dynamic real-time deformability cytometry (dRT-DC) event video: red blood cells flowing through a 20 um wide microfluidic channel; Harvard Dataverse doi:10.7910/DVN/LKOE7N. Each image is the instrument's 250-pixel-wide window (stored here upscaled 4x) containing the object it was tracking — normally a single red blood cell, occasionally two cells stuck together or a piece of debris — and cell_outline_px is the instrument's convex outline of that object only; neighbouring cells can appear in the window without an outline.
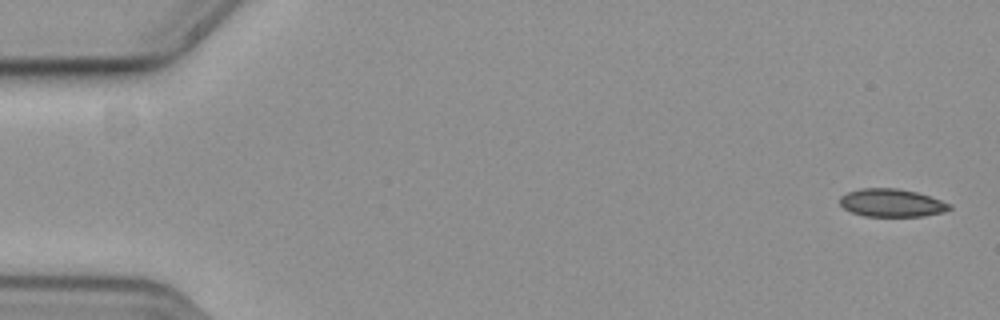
{"species": "common noctule bat (a hibernating species)", "species_latin": "Nyctalus noctula", "temperature_condition": "cold", "stored_images_in_passage": 56, "camera_frame_rate_fps": 3000, "um_per_image_px": 0.085, "animal": {"sex": "female", "body_mass_g": 19.3, "forearm_length_mm": 54.1}, "frame": {"image": 1, "passage_image": 1, "time_ms": 0.0, "image_size_px": [1000, 320], "cell_outline_px": [[952, 208], [940, 212], [924, 216], [864, 216], [852, 212], [844, 208], [840, 204], [840, 196], [848, 192], [864, 188], [896, 188], [916, 192], [952, 204]], "centroid_in_image_um": [75.77, 17.24], "position_along_channel_um": 9.2, "area_um2": 17.63}}
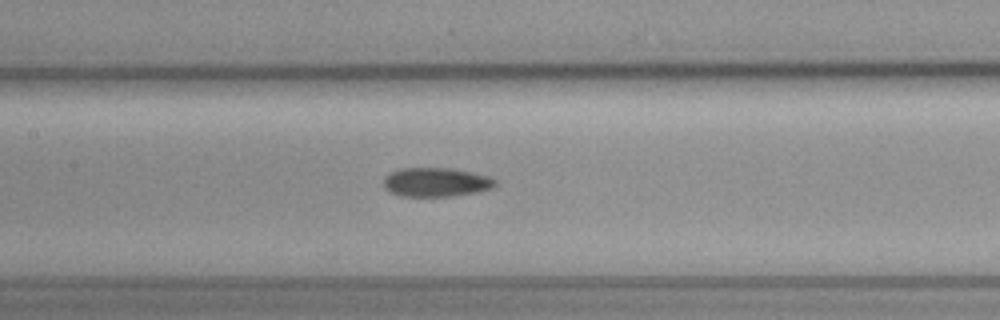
{"frame": {"image": 2, "passage_image": 26, "time_ms": 8.333, "image_size_px": [1000, 320], "cell_outline_px": [[496, 184], [492, 188], [480, 192], [452, 196], [400, 196], [388, 192], [384, 188], [384, 176], [400, 168], [452, 168], [488, 176], [496, 180]], "centroid_in_image_um": [37.05, 15.49], "position_along_channel_um": 170.4, "area_um2": 19.02}}
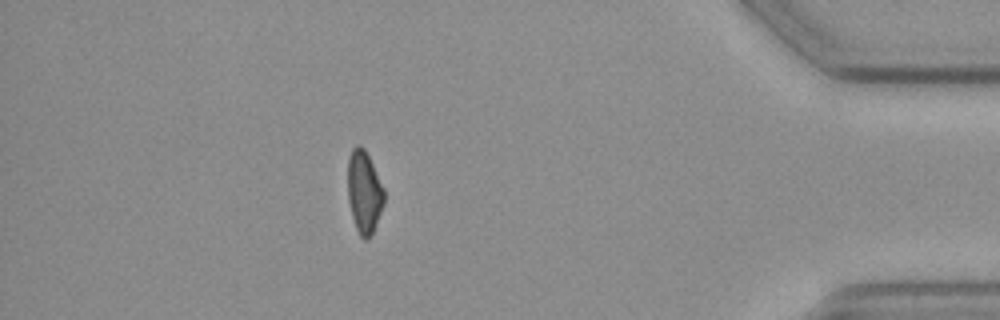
{"frame": {"image": 3, "passage_image": 49, "time_ms": 16.0, "image_size_px": [1000, 320], "cell_outline_px": [[384, 204], [372, 236], [368, 240], [364, 240], [360, 236], [356, 228], [352, 216], [348, 200], [348, 156], [352, 148], [356, 144], [360, 144], [364, 148], [384, 188]], "centroid_in_image_um": [30.95, 16.34], "position_along_channel_um": 404.2, "area_um2": 17.63}, "authors_computed_cell_mechanics": {"area_um2": 18.6405, "velocity_mm_per_s": 3.6828, "shape_relaxation_time_tau1_ms": 5.2796, "shape_relaxation_time_tau2_ms": null, "deformation_change_tau1": 0.1205, "deformation_change_tau2": null}}